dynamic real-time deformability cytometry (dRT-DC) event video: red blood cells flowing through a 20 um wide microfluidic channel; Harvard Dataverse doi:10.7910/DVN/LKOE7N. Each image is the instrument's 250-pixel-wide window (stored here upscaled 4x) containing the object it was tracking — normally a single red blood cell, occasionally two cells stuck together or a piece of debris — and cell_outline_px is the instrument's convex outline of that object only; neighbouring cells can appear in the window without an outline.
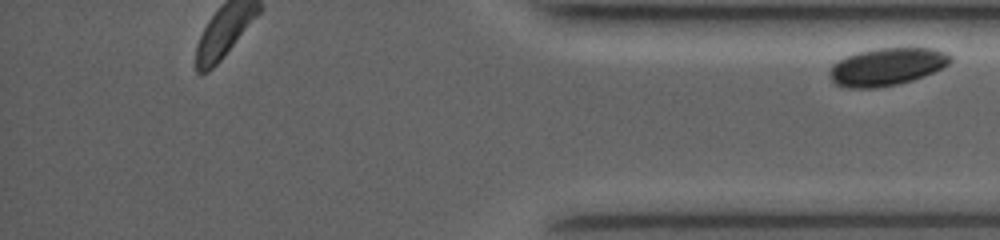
{"species": "common noctule bat (a hibernating species)", "species_latin": "Nyctalus noctula", "temperature_condition": "room temperature", "stored_images_in_passage": 26, "segment_of_instrument_passage": [2, 2], "camera_frame_rate_fps": 4000, "um_per_image_px": 0.085, "animal": {"sex": "female", "body_mass_g": 19.0, "forearm_length_mm": 53.3}, "frame": {"image": 1, "passage_image": 26, "time_ms": 10.25, "image_size_px": [1000, 240], "cell_outline_px": [[952, 60], [948, 64], [924, 76], [900, 84], [876, 88], [848, 88], [836, 84], [828, 76], [828, 72], [832, 64], [856, 52], [876, 48], [936, 48], [948, 52], [952, 56]], "centroid_in_image_um": [75.38, 5.67], "position_along_channel_um": 359.8, "area_um2": 26.65}}